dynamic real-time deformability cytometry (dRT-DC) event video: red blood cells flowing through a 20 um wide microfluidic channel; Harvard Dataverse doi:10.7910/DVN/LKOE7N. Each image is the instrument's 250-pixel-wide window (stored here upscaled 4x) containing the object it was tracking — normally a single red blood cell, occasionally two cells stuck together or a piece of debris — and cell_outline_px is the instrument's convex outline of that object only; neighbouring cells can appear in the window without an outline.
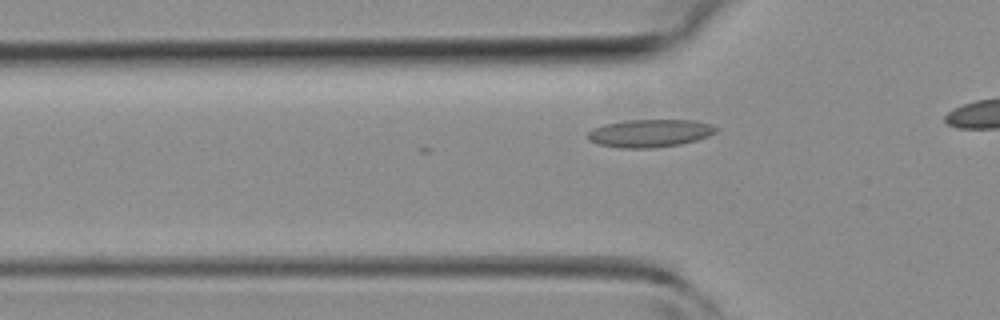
{"species": "common noctule bat (a hibernating species)", "species_latin": "Nyctalus noctula", "temperature_condition": "room temperature", "stored_images_in_passage": 11, "camera_frame_rate_fps": 3000, "um_per_image_px": 0.085, "animal": {"sex": "female", "body_mass_g": 19.3, "forearm_length_mm": 54.1}, "frame": {"image": 1, "passage_image": 11, "time_ms": 3.333, "image_size_px": [1000, 320], "cell_outline_px": [[716, 132], [708, 136], [696, 140], [680, 144], [652, 148], [620, 148], [600, 144], [588, 140], [588, 132], [592, 128], [604, 124], [628, 120], [696, 120], [712, 124], [716, 128]], "centroid_in_image_um": [55.24, 11.32], "position_along_channel_um": 70.6, "area_um2": 20.75}}